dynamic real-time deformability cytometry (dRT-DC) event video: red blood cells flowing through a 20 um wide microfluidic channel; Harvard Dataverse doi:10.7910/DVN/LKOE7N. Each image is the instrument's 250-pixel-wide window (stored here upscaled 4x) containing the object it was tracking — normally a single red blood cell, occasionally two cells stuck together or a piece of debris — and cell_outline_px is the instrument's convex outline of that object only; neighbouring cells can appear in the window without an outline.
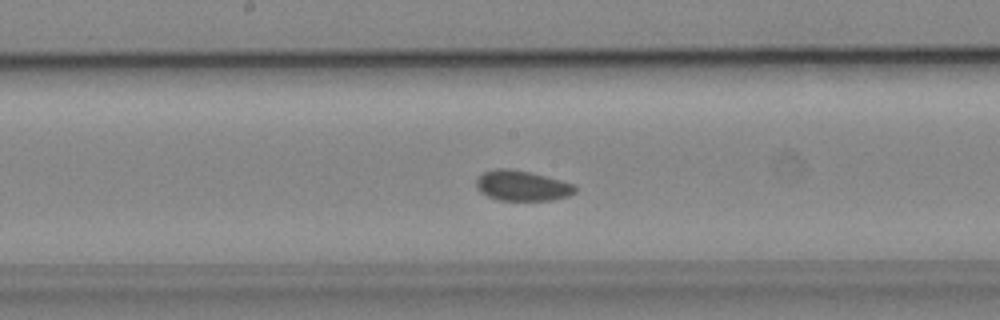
{"species": "common noctule bat (a hibernating species)", "species_latin": "Nyctalus noctula", "temperature_condition": "cold", "stored_images_in_passage": 39, "camera_frame_rate_fps": 3000, "um_per_image_px": 0.085, "animal": {"sex": "male", "body_mass_g": 19.2, "forearm_length_mm": 51.8}, "frame": {"image": 1, "passage_image": 23, "time_ms": 7.333, "image_size_px": [1000, 320], "cell_outline_px": [[576, 192], [568, 196], [552, 200], [500, 200], [488, 196], [480, 192], [476, 188], [476, 180], [484, 172], [496, 168], [508, 168], [528, 172], [560, 180], [572, 184], [576, 188]], "centroid_in_image_um": [44.35, 15.79], "position_along_channel_um": 203.8, "area_um2": 17.22}, "authors_computed_cell_mechanics": {"area_um2": 17.629, "velocity_mm_per_s": 3.8734, "shape_relaxation_time_tau1_ms": null, "shape_relaxation_time_tau2_ms": 2.7275, "deformation_change_tau1": null, "deformation_change_tau2": 0.0353}}